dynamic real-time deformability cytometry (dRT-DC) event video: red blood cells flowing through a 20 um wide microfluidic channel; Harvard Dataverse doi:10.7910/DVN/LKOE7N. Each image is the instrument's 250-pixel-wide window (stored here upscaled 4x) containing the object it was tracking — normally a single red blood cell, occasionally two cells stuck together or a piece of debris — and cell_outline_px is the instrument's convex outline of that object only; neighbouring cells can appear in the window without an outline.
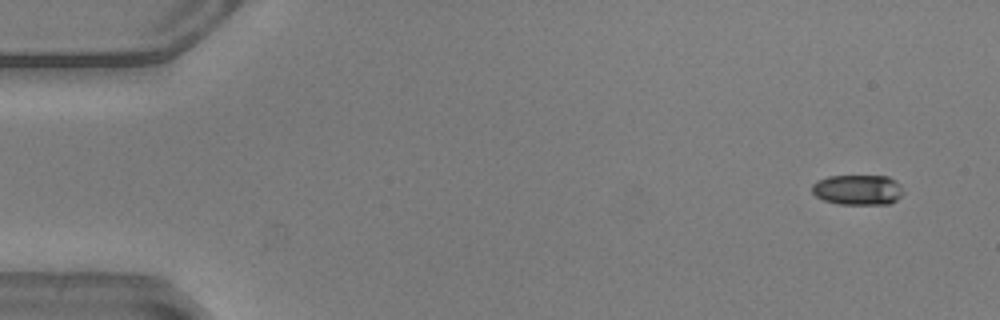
{"species": "common noctule bat (a hibernating species)", "species_latin": "Nyctalus noctula", "temperature_condition": "warm", "stored_images_in_passage": 14, "camera_frame_rate_fps": 3000, "um_per_image_px": 0.085, "animal": {"sex": "male", "body_mass_g": 20.5, "forearm_length_mm": 52.5}, "frame": {"image": 1, "passage_image": 1, "time_ms": 0.0, "image_size_px": [1000, 320], "cell_outline_px": [[904, 192], [896, 200], [888, 204], [840, 204], [824, 200], [816, 196], [812, 192], [812, 184], [816, 180], [828, 176], [888, 176], [896, 180], [900, 184]], "centroid_in_image_um": [72.91, 16.12], "position_along_channel_um": 12.1, "area_um2": 16.18}}